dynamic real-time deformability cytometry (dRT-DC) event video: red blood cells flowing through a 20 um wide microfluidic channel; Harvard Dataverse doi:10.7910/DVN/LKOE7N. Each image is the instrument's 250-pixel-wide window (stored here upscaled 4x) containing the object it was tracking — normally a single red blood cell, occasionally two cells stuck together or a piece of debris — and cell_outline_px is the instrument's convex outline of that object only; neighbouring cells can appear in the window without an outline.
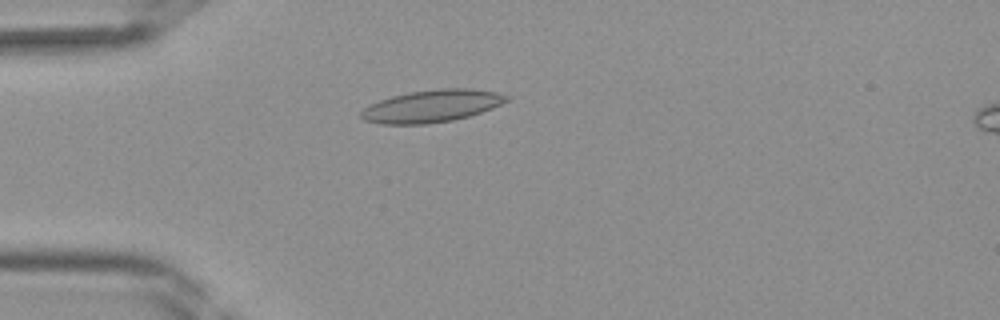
{"species": "Egyptian fruit bat (a non-hibernating species)", "species_latin": "Rousettus aegyptiacus", "temperature_condition": "room temperature", "stored_images_in_passage": 38, "camera_frame_rate_fps": 3000, "um_per_image_px": 0.085, "frame": {"image": 1, "passage_image": 8, "time_ms": 2.333, "image_size_px": [1000, 320], "cell_outline_px": [[512, 96], [508, 100], [492, 108], [468, 116], [452, 120], [424, 124], [380, 124], [364, 120], [360, 116], [360, 112], [364, 108], [380, 100], [392, 96], [408, 92], [440, 88], [468, 88], [496, 92]], "centroid_in_image_um": [36.7, 9.01], "position_along_channel_um": 48.3, "area_um2": 27.28}}
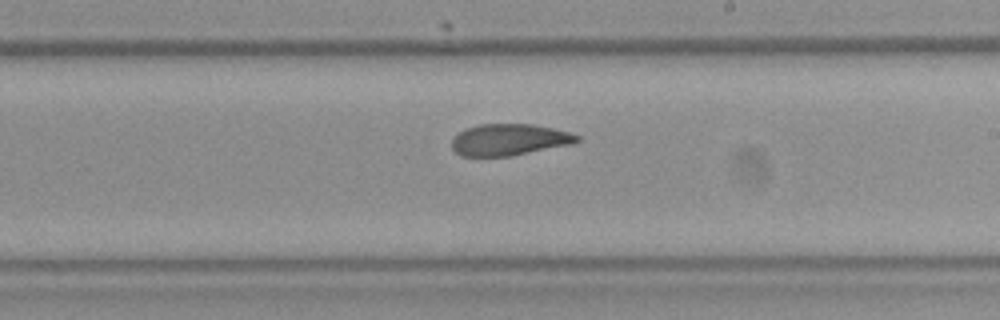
{"frame": {"image": 2, "passage_image": 21, "time_ms": 6.667, "image_size_px": [1000, 320], "cell_outline_px": [[580, 140], [572, 144], [512, 156], [460, 156], [452, 148], [452, 140], [460, 132], [468, 128], [480, 124], [532, 124], [552, 128], [568, 132], [580, 136]], "centroid_in_image_um": [43.3, 11.88], "position_along_channel_um": 245.7, "area_um2": 22.89}}
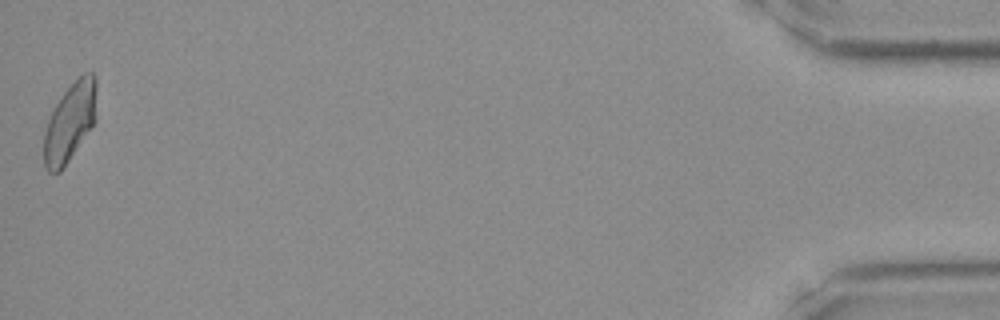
{"frame": {"image": 3, "passage_image": 38, "time_ms": 12.333, "image_size_px": [1000, 320], "cell_outline_px": [[96, 120], [92, 128], [64, 168], [60, 172], [48, 172], [44, 168], [44, 132], [48, 120], [56, 104], [64, 92], [84, 72], [92, 72], [96, 80]], "centroid_in_image_um": [5.96, 10.42], "position_along_channel_um": 429.2, "area_um2": 24.28}}